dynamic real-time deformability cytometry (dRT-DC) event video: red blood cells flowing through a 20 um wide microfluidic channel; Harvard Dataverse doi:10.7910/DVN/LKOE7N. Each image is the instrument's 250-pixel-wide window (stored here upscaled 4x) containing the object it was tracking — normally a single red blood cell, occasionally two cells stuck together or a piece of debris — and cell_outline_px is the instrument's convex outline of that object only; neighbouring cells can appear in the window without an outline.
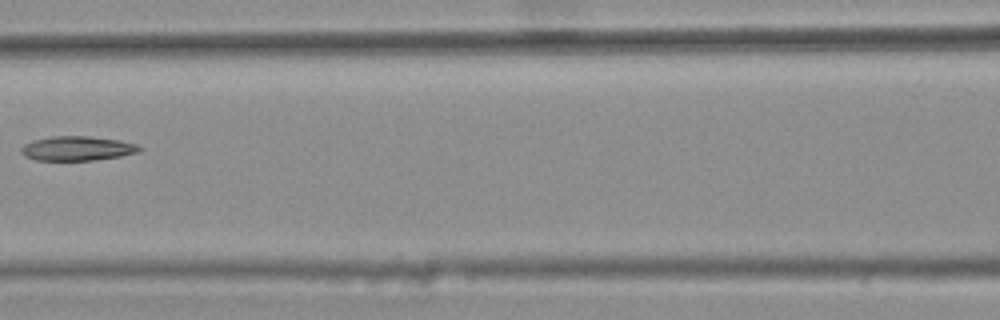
{"species": "common noctule bat (a hibernating species)", "species_latin": "Nyctalus noctula", "temperature_condition": "warm", "stored_images_in_passage": 8, "camera_frame_rate_fps": 3000, "um_per_image_px": 0.085, "animal": {"sex": "female", "body_mass_g": 25.1}, "frame": {"image": 1, "passage_image": 7, "time_ms": 2.0, "image_size_px": [1000, 320], "cell_outline_px": [[144, 148], [140, 152], [120, 156], [96, 160], [36, 160], [24, 156], [20, 152], [20, 148], [24, 144], [36, 140], [52, 136], [88, 136], [120, 140], [140, 144]], "centroid_in_image_um": [6.62, 12.61], "position_along_channel_um": 160.0, "area_um2": 16.99}}
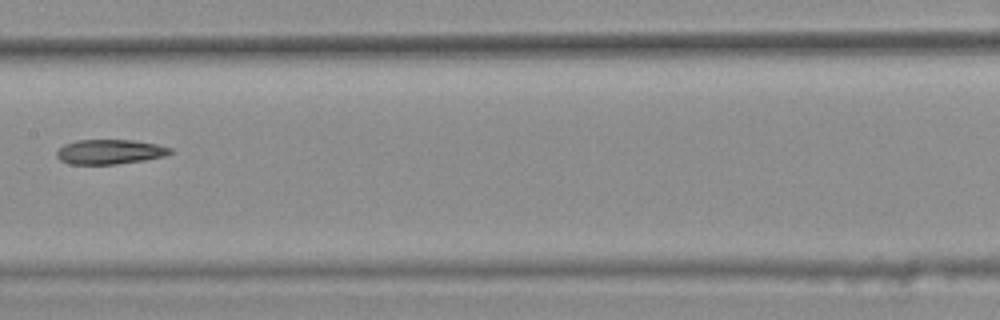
{"frame": {"image": 2, "passage_image": 8, "time_ms": 2.333, "image_size_px": [1000, 320], "cell_outline_px": [[172, 152], [164, 156], [144, 160], [116, 164], [68, 164], [60, 160], [56, 156], [56, 152], [64, 144], [76, 140], [132, 140], [156, 144], [172, 148]], "centroid_in_image_um": [9.31, 12.9], "position_along_channel_um": 198.1, "area_um2": 16.3}}